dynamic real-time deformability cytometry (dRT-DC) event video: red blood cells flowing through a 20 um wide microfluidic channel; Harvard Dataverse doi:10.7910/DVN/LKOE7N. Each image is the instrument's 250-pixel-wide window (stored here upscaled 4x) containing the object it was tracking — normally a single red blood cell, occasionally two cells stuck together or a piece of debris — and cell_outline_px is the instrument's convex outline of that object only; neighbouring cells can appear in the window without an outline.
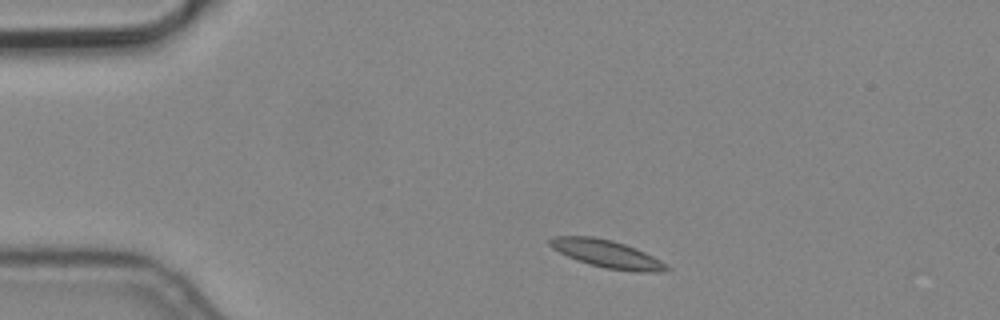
{"species": "common noctule bat (a hibernating species)", "species_latin": "Nyctalus noctula", "temperature_condition": "cold", "stored_images_in_passage": 9, "camera_frame_rate_fps": 3000, "um_per_image_px": 0.085, "animal": {"sex": "male", "body_mass_g": 19.2, "forearm_length_mm": 51.8}, "frame": {"image": 1, "passage_image": 1, "time_ms": 0.0, "image_size_px": [1000, 320], "cell_outline_px": [[672, 268], [668, 272], [636, 272], [604, 268], [568, 256], [552, 248], [548, 244], [548, 240], [552, 236], [592, 236], [612, 240], [636, 248], [660, 260]], "centroid_in_image_um": [51.63, 21.58], "position_along_channel_um": 33.4, "area_um2": 18.79}}
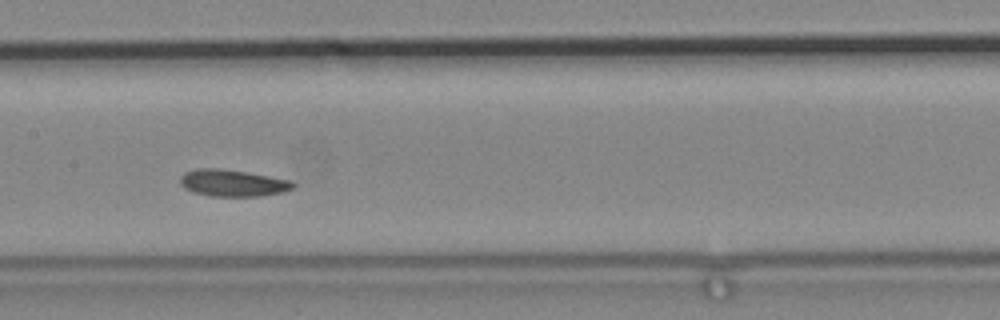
{"frame": {"image": 2, "passage_image": 6, "time_ms": 1.667, "image_size_px": [1000, 320], "cell_outline_px": [[296, 184], [292, 188], [284, 192], [260, 196], [212, 196], [192, 192], [184, 188], [180, 184], [180, 176], [184, 172], [196, 168], [216, 168], [244, 172], [268, 176], [288, 180]], "centroid_in_image_um": [19.72, 15.56], "position_along_channel_um": 187.7, "area_um2": 17.51}}
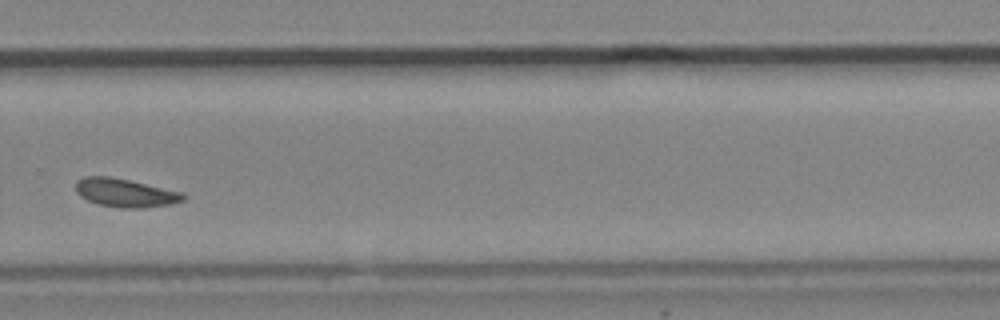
{"frame": {"image": 3, "passage_image": 9, "time_ms": 2.667, "image_size_px": [1000, 320], "cell_outline_px": [[184, 200], [172, 204], [140, 208], [120, 208], [100, 204], [88, 200], [80, 196], [76, 192], [76, 180], [84, 176], [108, 176], [128, 180], [180, 192], [184, 196]], "centroid_in_image_um": [10.59, 16.39], "position_along_channel_um": 319.2, "area_um2": 17.51}}